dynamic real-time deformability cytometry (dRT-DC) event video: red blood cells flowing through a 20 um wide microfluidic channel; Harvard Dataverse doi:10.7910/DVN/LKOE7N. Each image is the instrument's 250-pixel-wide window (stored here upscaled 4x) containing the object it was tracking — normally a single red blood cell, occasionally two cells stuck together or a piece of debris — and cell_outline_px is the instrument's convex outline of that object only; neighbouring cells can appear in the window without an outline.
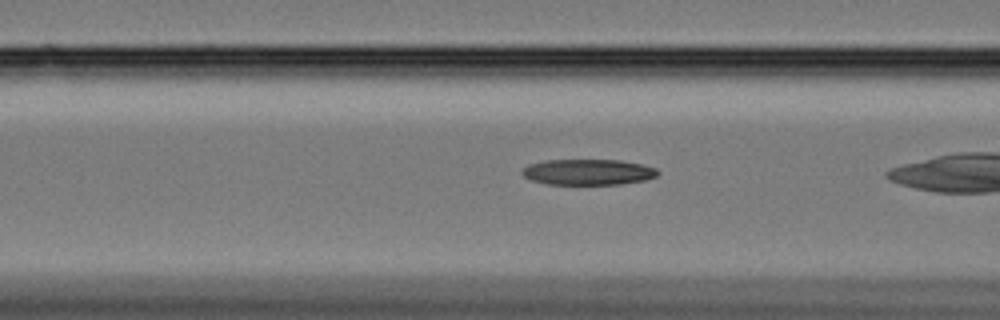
{"species": "Egyptian fruit bat (a non-hibernating species)", "species_latin": "Rousettus aegyptiacus", "temperature_condition": "cold", "stored_images_in_passage": 44, "camera_frame_rate_fps": 3000, "um_per_image_px": 0.085, "animal": {"sex": "female"}, "frame": {"image": 1, "passage_image": 21, "time_ms": 6.667, "image_size_px": [1000, 320], "cell_outline_px": [[660, 172], [656, 176], [644, 180], [620, 184], [548, 184], [532, 180], [524, 176], [520, 172], [528, 164], [544, 160], [620, 160], [640, 164], [656, 168]], "centroid_in_image_um": [49.97, 14.62], "position_along_channel_um": 116.6, "area_um2": 20.29}}
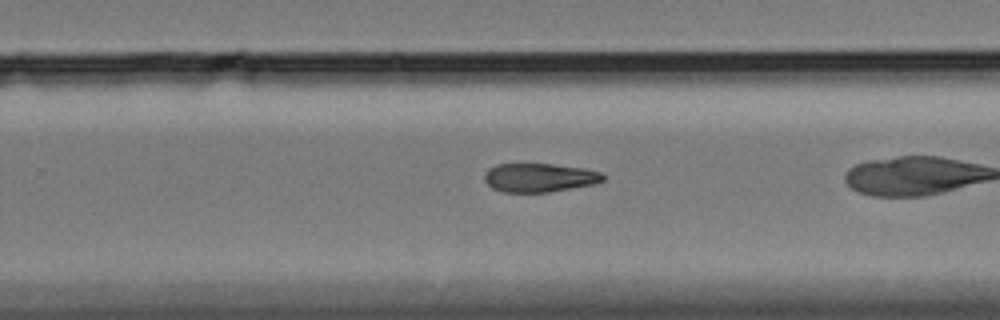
{"frame": {"image": 2, "passage_image": 36, "time_ms": 11.667, "image_size_px": [1000, 320], "cell_outline_px": [[604, 180], [596, 184], [548, 192], [504, 192], [492, 188], [484, 180], [484, 176], [488, 168], [496, 164], [552, 164], [584, 168], [600, 172], [604, 176]], "centroid_in_image_um": [45.84, 15.1], "position_along_channel_um": 284.0, "area_um2": 19.88}}
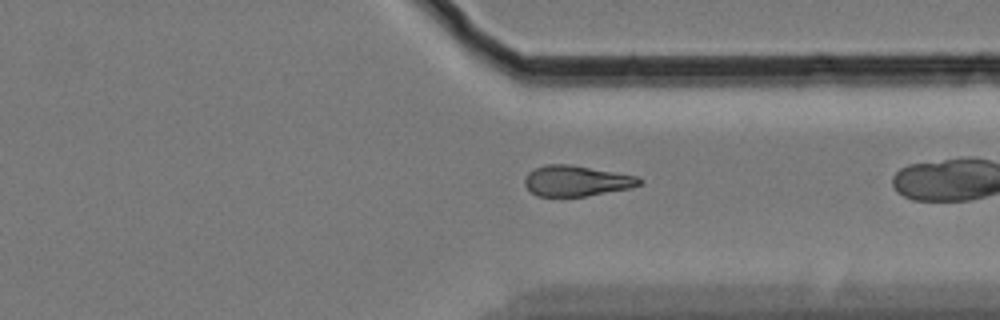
{"frame": {"image": 3, "passage_image": 43, "time_ms": 14.0, "image_size_px": [1000, 320], "cell_outline_px": [[640, 184], [632, 188], [584, 196], [536, 196], [524, 184], [524, 180], [528, 172], [544, 164], [572, 164], [636, 176], [640, 180]], "centroid_in_image_um": [48.96, 15.36], "position_along_channel_um": 362.4, "area_um2": 20.35}}